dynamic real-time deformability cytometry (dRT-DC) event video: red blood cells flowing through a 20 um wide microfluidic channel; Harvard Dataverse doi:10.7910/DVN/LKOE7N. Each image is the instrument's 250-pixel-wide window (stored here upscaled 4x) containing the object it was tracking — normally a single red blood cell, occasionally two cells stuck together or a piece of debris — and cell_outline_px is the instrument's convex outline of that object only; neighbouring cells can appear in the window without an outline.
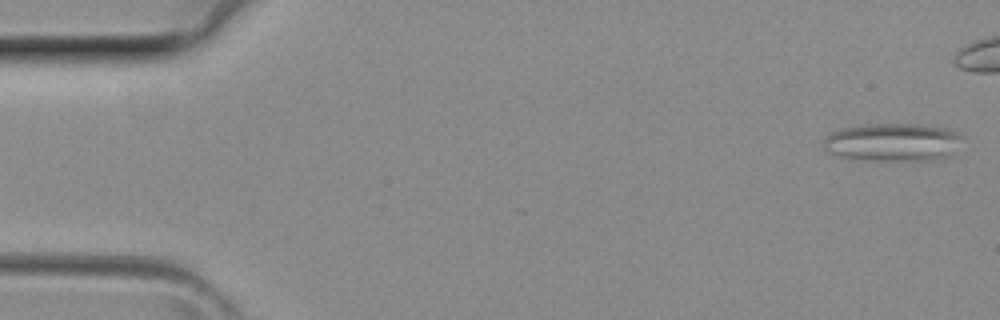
{"species": "common noctule bat (a hibernating species)", "species_latin": "Nyctalus noctula", "temperature_condition": "room temperature", "stored_images_in_passage": 32, "segment_of_instrument_passage": [1, 2], "camera_frame_rate_fps": 3000, "um_per_image_px": 0.085, "animal": {"sex": "female", "body_mass_g": 29.2, "forearm_length_mm": 56.3}, "frame": {"image": 1, "passage_image": 1, "time_ms": 0.0, "image_size_px": [1000, 320], "cell_outline_px": [[964, 136], [948, 156], [932, 160], [852, 160], [828, 152], [824, 148], [824, 140], [832, 132], [840, 128], [860, 124], [916, 124], [940, 128], [960, 132]], "centroid_in_image_um": [75.83, 12.09], "position_along_channel_um": 9.2, "area_um2": 30.75}}
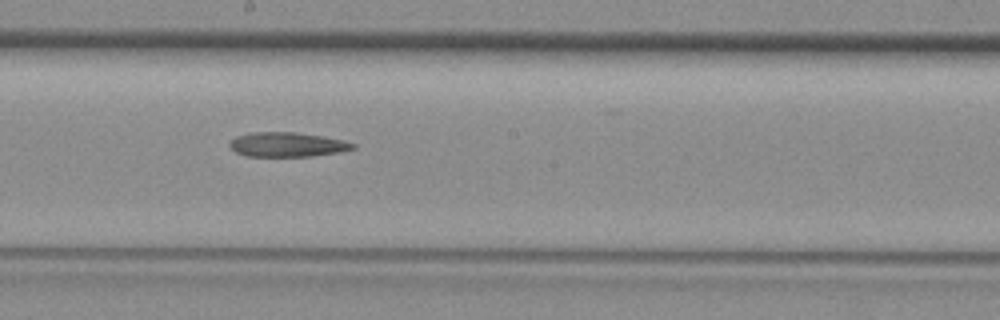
{"frame": {"image": 2, "passage_image": 21, "time_ms": 6.667, "image_size_px": [1000, 320], "cell_outline_px": [[356, 148], [340, 152], [312, 156], [248, 156], [236, 152], [228, 144], [236, 136], [252, 132], [296, 132], [324, 136], [344, 140], [356, 144]], "centroid_in_image_um": [24.46, 12.28], "position_along_channel_um": 223.7, "area_um2": 17.63}}
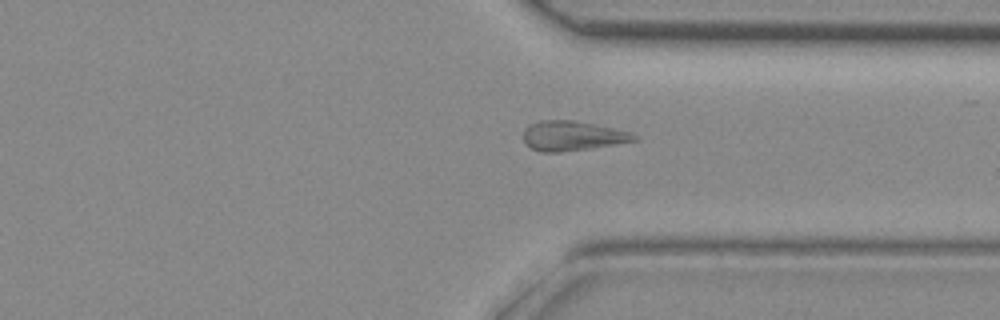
{"frame": {"image": 3, "passage_image": 29, "time_ms": 9.333, "image_size_px": [1000, 320], "cell_outline_px": [[640, 136], [636, 140], [588, 148], [556, 152], [540, 152], [532, 148], [524, 140], [524, 132], [532, 124], [540, 120], [576, 120], [612, 128], [628, 132]], "centroid_in_image_um": [48.65, 11.54], "position_along_channel_um": 362.8, "area_um2": 18.61}}